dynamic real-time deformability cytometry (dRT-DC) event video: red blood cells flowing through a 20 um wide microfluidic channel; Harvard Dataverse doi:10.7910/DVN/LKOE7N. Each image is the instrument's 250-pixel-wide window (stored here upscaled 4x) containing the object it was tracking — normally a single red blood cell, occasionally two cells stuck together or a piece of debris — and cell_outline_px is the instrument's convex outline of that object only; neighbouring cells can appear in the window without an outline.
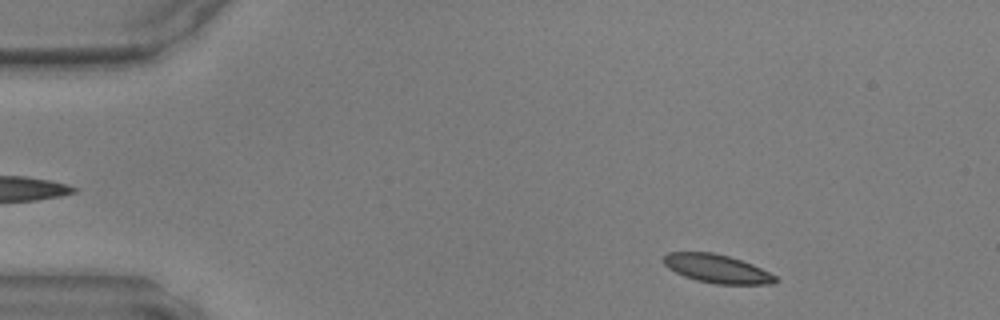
{"species": "common noctule bat (a hibernating species)", "species_latin": "Nyctalus noctula", "temperature_condition": "warm", "stored_images_in_passage": 44, "camera_frame_rate_fps": 3000, "um_per_image_px": 0.085, "animal": {"sex": "male", "body_mass_g": 17.9, "forearm_length_mm": 54.2}, "frame": {"image": 1, "passage_image": 3, "time_ms": 0.667, "image_size_px": [1000, 320], "cell_outline_px": [[776, 280], [772, 284], [716, 284], [696, 280], [684, 276], [668, 268], [664, 264], [664, 256], [668, 252], [712, 252], [728, 256], [752, 264], [776, 276]], "centroid_in_image_um": [60.92, 22.84], "position_along_channel_um": 24.1, "area_um2": 18.32}}
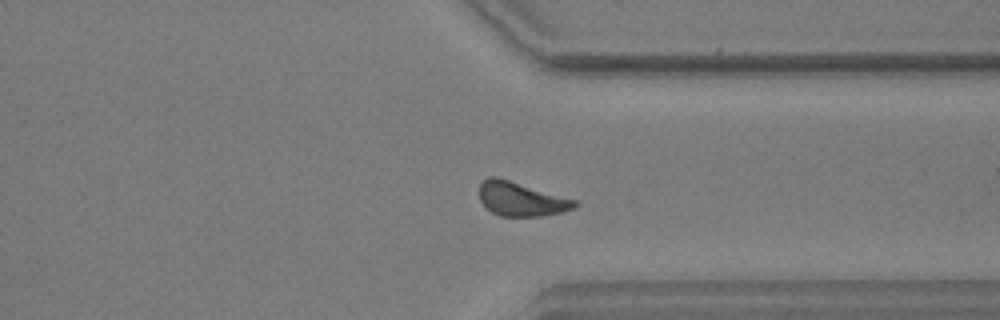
{"frame": {"image": 2, "passage_image": 33, "time_ms": 10.667, "image_size_px": [1000, 320], "cell_outline_px": [[580, 204], [576, 208], [560, 212], [540, 216], [500, 216], [492, 212], [480, 200], [480, 184], [488, 176], [496, 176], [576, 200]], "centroid_in_image_um": [44.31, 16.92], "position_along_channel_um": 367.1, "area_um2": 18.73}}
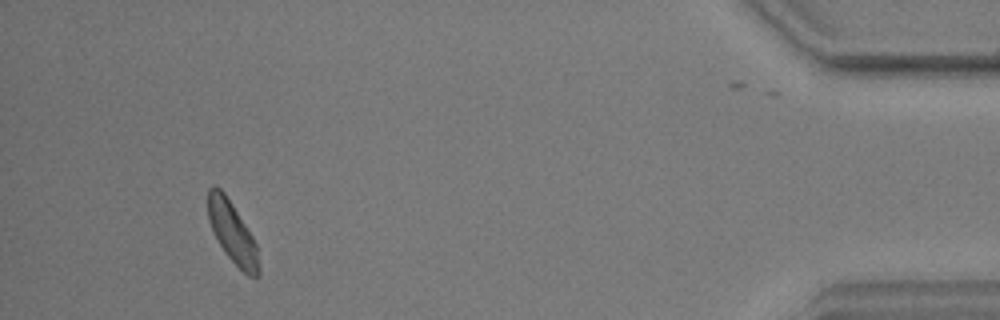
{"frame": {"image": 3, "passage_image": 41, "time_ms": 13.333, "image_size_px": [1000, 320], "cell_outline_px": [[260, 276], [248, 276], [224, 252], [216, 240], [208, 220], [208, 188], [212, 184], [220, 188], [224, 192], [232, 204], [252, 236], [256, 244], [260, 268]], "centroid_in_image_um": [19.73, 19.75], "position_along_channel_um": 415.5, "area_um2": 18.03}}